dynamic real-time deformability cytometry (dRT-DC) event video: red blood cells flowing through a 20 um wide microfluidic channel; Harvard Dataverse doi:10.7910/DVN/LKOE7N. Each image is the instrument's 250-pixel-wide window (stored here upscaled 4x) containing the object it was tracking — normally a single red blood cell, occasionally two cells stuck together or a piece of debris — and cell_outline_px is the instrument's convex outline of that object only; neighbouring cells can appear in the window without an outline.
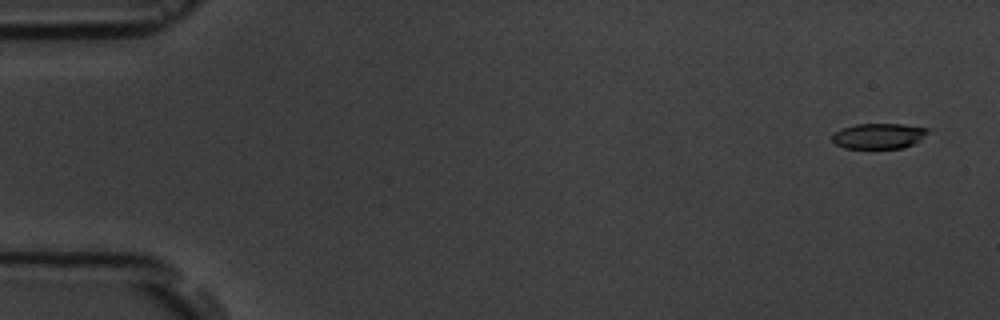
{"species": "common noctule bat (a hibernating species)", "species_latin": "Nyctalus noctula", "temperature_condition": "room temperature", "stored_images_in_passage": 5, "camera_frame_rate_fps": 3000, "um_per_image_px": 0.085, "animal": {"sex": "male", "body_mass_g": 19.5, "forearm_length_mm": 54.6}, "frame": {"image": 1, "passage_image": 1, "time_ms": 0.0, "image_size_px": [1000, 320], "cell_outline_px": [[932, 128], [920, 140], [904, 148], [844, 148], [836, 144], [832, 140], [832, 132], [840, 128], [856, 124], [904, 124]], "centroid_in_image_um": [74.69, 11.54], "position_along_channel_um": 10.3, "area_um2": 14.39}}
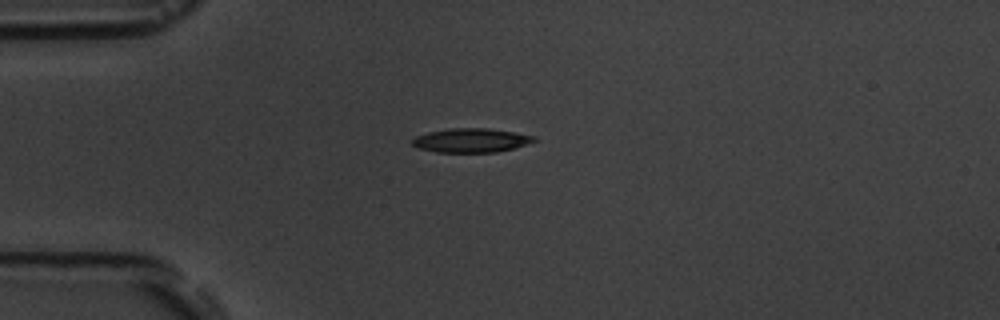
{"frame": {"image": 2, "passage_image": 4, "time_ms": 4.0, "image_size_px": [1000, 320], "cell_outline_px": [[536, 140], [512, 148], [496, 152], [436, 152], [416, 148], [412, 144], [412, 140], [416, 136], [428, 132], [452, 128], [488, 128], [536, 136]], "centroid_in_image_um": [39.99, 11.93], "position_along_channel_um": 45.0, "area_um2": 16.88}}